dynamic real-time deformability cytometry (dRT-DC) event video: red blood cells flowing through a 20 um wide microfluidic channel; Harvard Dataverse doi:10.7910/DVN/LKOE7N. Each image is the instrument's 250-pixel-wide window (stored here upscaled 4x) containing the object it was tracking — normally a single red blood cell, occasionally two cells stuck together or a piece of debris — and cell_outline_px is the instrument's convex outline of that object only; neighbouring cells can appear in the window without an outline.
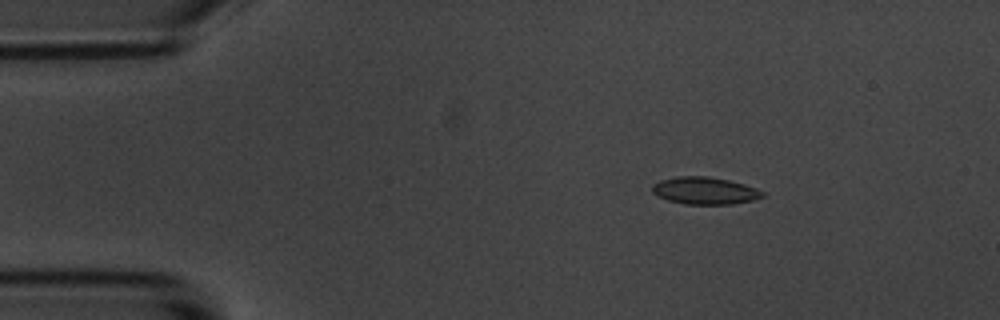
{"species": "common noctule bat (a hibernating species)", "species_latin": "Nyctalus noctula", "temperature_condition": "room temperature", "stored_images_in_passage": 4, "camera_frame_rate_fps": 3000, "um_per_image_px": 0.085, "animal": {"sex": "male", "body_mass_g": 20.1, "forearm_length_mm": 53.5}, "frame": {"image": 1, "passage_image": 2, "time_ms": 1.333, "image_size_px": [1000, 320], "cell_outline_px": [[764, 196], [752, 200], [732, 204], [684, 204], [668, 200], [656, 196], [652, 192], [652, 184], [660, 180], [676, 176], [708, 176], [728, 180], [744, 184], [756, 188], [764, 192]], "centroid_in_image_um": [59.87, 16.2], "position_along_channel_um": 25.1, "area_um2": 17.57}}